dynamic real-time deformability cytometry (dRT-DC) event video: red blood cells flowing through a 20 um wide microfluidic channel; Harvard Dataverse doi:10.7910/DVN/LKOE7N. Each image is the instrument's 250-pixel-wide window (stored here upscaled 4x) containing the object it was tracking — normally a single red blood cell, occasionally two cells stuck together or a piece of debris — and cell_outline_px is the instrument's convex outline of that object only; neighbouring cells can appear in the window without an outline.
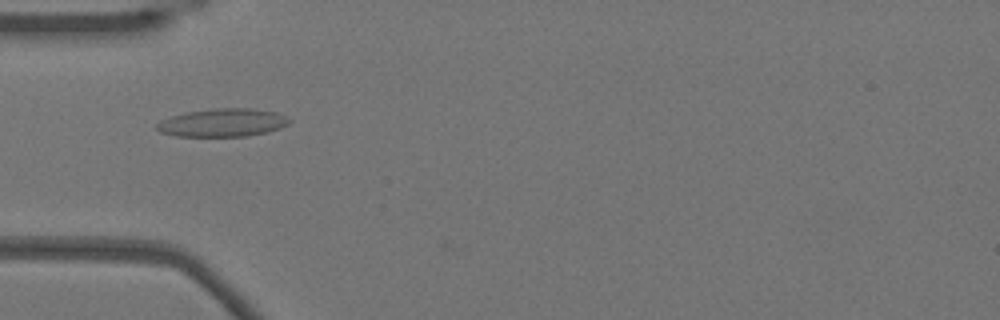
{"species": "Egyptian fruit bat (a non-hibernating species)", "species_latin": "Rousettus aegyptiacus", "temperature_condition": "warm", "stored_images_in_passage": 53, "camera_frame_rate_fps": 3000, "um_per_image_px": 0.085, "animal": {"sex": "female"}, "frame": {"image": 1, "passage_image": 17, "time_ms": 5.333, "image_size_px": [1000, 320], "cell_outline_px": [[292, 120], [288, 124], [280, 128], [268, 132], [248, 136], [176, 136], [160, 132], [156, 128], [156, 124], [160, 120], [172, 116], [188, 112], [212, 108], [252, 108], [276, 112], [288, 116]], "centroid_in_image_um": [18.96, 10.42], "position_along_channel_um": 66.0, "area_um2": 21.85}}
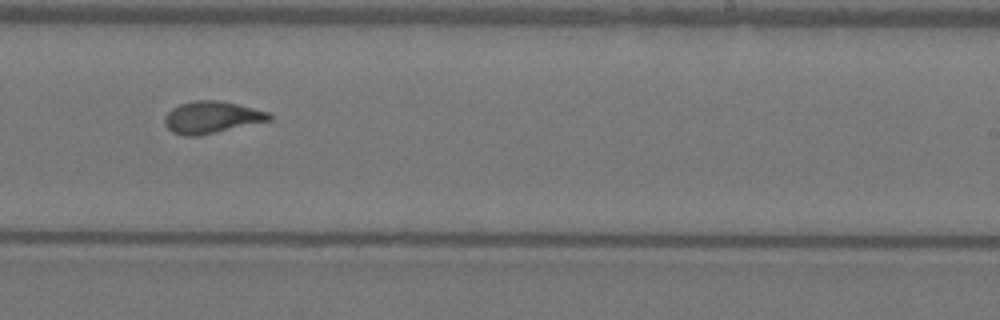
{"frame": {"image": 2, "passage_image": 33, "time_ms": 10.667, "image_size_px": [1000, 320], "cell_outline_px": [[272, 120], [200, 136], [184, 136], [172, 132], [164, 124], [164, 116], [172, 108], [180, 104], [196, 100], [220, 100], [268, 112], [272, 116]], "centroid_in_image_um": [17.97, 9.98], "position_along_channel_um": 271.0, "area_um2": 19.54}}
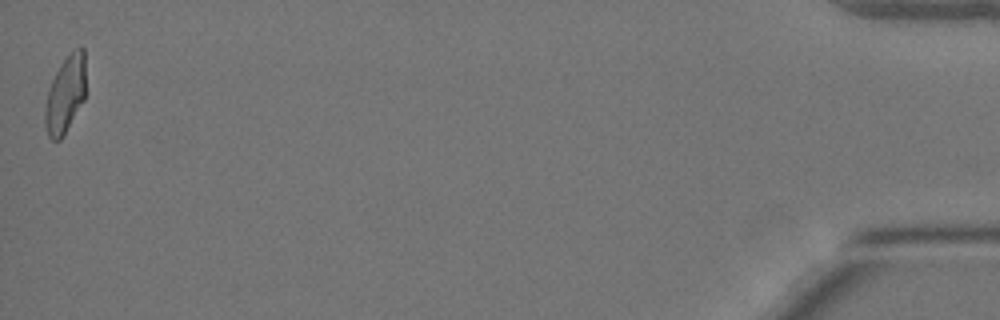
{"frame": {"image": 3, "passage_image": 53, "time_ms": 17.333, "image_size_px": [1000, 320], "cell_outline_px": [[84, 100], [64, 136], [60, 140], [52, 140], [48, 136], [44, 124], [44, 108], [48, 88], [60, 64], [76, 48], [84, 48]], "centroid_in_image_um": [5.52, 8.1], "position_along_channel_um": 429.7, "area_um2": 18.21}, "authors_computed_cell_mechanics": {"area_um2": 19.4208, "velocity_mm_per_s": 3.8376, "shape_relaxation_time_tau1_ms": null, "shape_relaxation_time_tau2_ms": 1.0566, "deformation_change_tau1": null, "deformation_change_tau2": 0.0739}}